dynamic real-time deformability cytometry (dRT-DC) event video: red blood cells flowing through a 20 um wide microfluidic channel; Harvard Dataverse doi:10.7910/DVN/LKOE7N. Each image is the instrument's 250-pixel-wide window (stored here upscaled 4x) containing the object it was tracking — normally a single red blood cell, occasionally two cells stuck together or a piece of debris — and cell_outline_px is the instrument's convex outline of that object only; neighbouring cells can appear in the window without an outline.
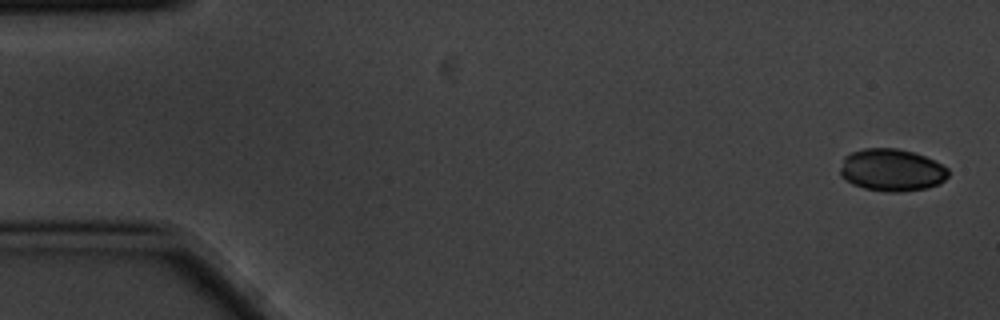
{"species": "common noctule bat (a hibernating species)", "species_latin": "Nyctalus noctula", "temperature_condition": "cold", "stored_images_in_passage": 5, "camera_frame_rate_fps": 3000, "um_per_image_px": 0.085, "animal": {"sex": "male", "body_mass_g": 20.1, "forearm_length_mm": 53.5}, "frame": {"image": 1, "passage_image": 1, "time_ms": 0.0, "image_size_px": [1000, 320], "cell_outline_px": [[948, 176], [940, 184], [924, 188], [896, 192], [888, 192], [864, 188], [852, 184], [844, 180], [840, 176], [840, 168], [844, 156], [852, 152], [864, 148], [896, 148], [912, 152], [924, 156], [948, 168]], "centroid_in_image_um": [75.75, 14.45], "position_along_channel_um": 9.2, "area_um2": 26.59}}
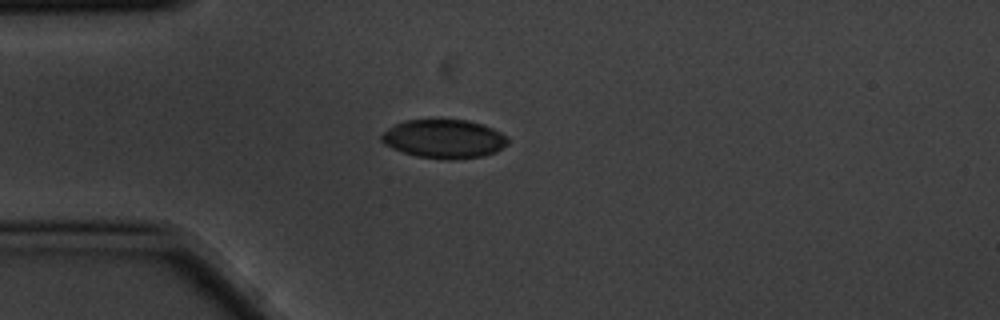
{"frame": {"image": 2, "passage_image": 4, "time_ms": 1.0, "image_size_px": [1000, 320], "cell_outline_px": [[508, 144], [496, 152], [484, 156], [448, 160], [444, 160], [416, 156], [392, 148], [384, 144], [380, 140], [380, 136], [388, 128], [404, 120], [432, 116], [440, 116], [468, 120], [484, 124], [508, 136]], "centroid_in_image_um": [37.74, 11.75], "position_along_channel_um": 47.3, "area_um2": 29.71}}